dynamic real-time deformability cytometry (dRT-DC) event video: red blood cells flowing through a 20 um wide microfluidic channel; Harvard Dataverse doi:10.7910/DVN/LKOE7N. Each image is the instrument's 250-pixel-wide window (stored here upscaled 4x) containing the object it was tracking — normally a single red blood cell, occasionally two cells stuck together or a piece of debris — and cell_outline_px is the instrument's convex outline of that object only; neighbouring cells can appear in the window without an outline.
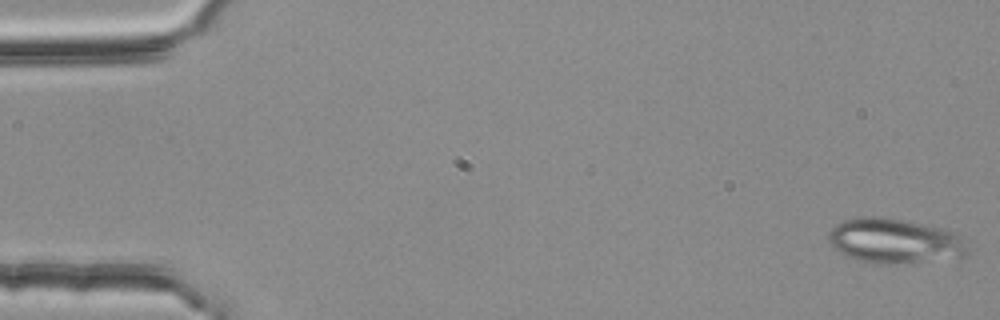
{"species": "common noctule bat (a hibernating species)", "species_latin": "Nyctalus noctula", "temperature_condition": "room temperature", "stored_images_in_passage": 4, "camera_frame_rate_fps": 3000, "um_per_image_px": 0.085, "animal": {"sex": "female", "body_mass_g": 25.1}, "frame": {"image": 1, "passage_image": 1, "time_ms": 0.0, "image_size_px": [1000, 320], "cell_outline_px": [[968, 252], [964, 256], [896, 264], [872, 264], [856, 260], [840, 252], [828, 240], [828, 232], [840, 220], [860, 216], [880, 216], [924, 224], [956, 232], [964, 236], [968, 240]], "centroid_in_image_um": [76.05, 20.47], "position_along_channel_um": 8.9, "area_um2": 36.7}}